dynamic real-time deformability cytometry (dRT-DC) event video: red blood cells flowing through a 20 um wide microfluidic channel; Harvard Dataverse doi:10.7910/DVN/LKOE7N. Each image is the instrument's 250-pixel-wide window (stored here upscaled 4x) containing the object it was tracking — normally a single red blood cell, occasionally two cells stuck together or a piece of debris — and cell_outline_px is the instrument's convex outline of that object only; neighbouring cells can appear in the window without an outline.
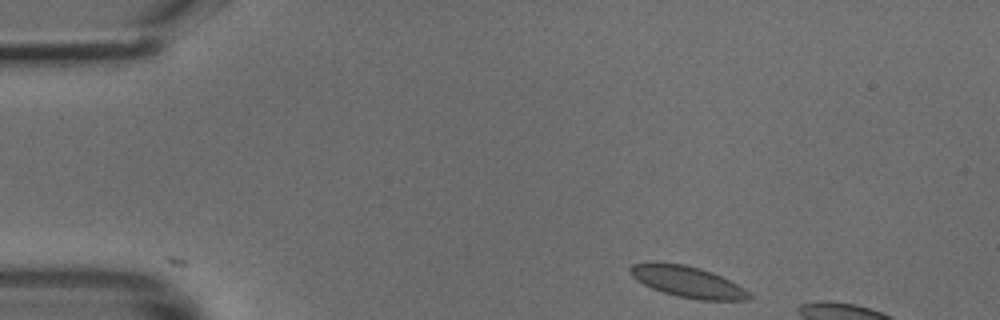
{"species": "common noctule bat (a hibernating species)", "species_latin": "Nyctalus noctula", "temperature_condition": "cold", "stored_images_in_passage": 7, "camera_frame_rate_fps": 3000, "um_per_image_px": 0.085, "animal": {"sex": "male", "body_mass_g": 18.8}, "frame": {"image": 1, "passage_image": 1, "time_ms": 0.0, "image_size_px": [1000, 320], "cell_outline_px": [[752, 296], [748, 300], [700, 300], [676, 296], [652, 288], [636, 280], [628, 272], [628, 268], [632, 264], [684, 264], [700, 268], [712, 272], [744, 288]], "centroid_in_image_um": [58.46, 23.98], "position_along_channel_um": 26.5, "area_um2": 21.1}}